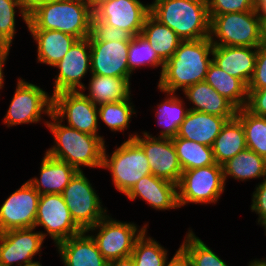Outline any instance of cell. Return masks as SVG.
<instances>
[{"mask_svg": "<svg viewBox=\"0 0 266 266\" xmlns=\"http://www.w3.org/2000/svg\"><path fill=\"white\" fill-rule=\"evenodd\" d=\"M213 46L210 37L182 41L164 64L157 82L158 90L176 93L181 89L183 92L191 85L204 81L212 62Z\"/></svg>", "mask_w": 266, "mask_h": 266, "instance_id": "cell-1", "label": "cell"}, {"mask_svg": "<svg viewBox=\"0 0 266 266\" xmlns=\"http://www.w3.org/2000/svg\"><path fill=\"white\" fill-rule=\"evenodd\" d=\"M46 128L52 133L54 145L45 153L50 157L67 162L82 171L81 167H102L105 139L78 131L62 123L53 113L48 117Z\"/></svg>", "mask_w": 266, "mask_h": 266, "instance_id": "cell-2", "label": "cell"}, {"mask_svg": "<svg viewBox=\"0 0 266 266\" xmlns=\"http://www.w3.org/2000/svg\"><path fill=\"white\" fill-rule=\"evenodd\" d=\"M93 11L86 0H54L28 15V29L64 32L78 39L90 36Z\"/></svg>", "mask_w": 266, "mask_h": 266, "instance_id": "cell-3", "label": "cell"}, {"mask_svg": "<svg viewBox=\"0 0 266 266\" xmlns=\"http://www.w3.org/2000/svg\"><path fill=\"white\" fill-rule=\"evenodd\" d=\"M150 13L183 41L210 37L207 0H153Z\"/></svg>", "mask_w": 266, "mask_h": 266, "instance_id": "cell-4", "label": "cell"}, {"mask_svg": "<svg viewBox=\"0 0 266 266\" xmlns=\"http://www.w3.org/2000/svg\"><path fill=\"white\" fill-rule=\"evenodd\" d=\"M106 147L105 144L101 169L111 172L113 185L122 194L126 195L141 178L152 174L145 152L134 139L122 142L110 156Z\"/></svg>", "mask_w": 266, "mask_h": 266, "instance_id": "cell-5", "label": "cell"}, {"mask_svg": "<svg viewBox=\"0 0 266 266\" xmlns=\"http://www.w3.org/2000/svg\"><path fill=\"white\" fill-rule=\"evenodd\" d=\"M210 40L218 46H260L258 12L252 10L214 16L210 21Z\"/></svg>", "mask_w": 266, "mask_h": 266, "instance_id": "cell-6", "label": "cell"}, {"mask_svg": "<svg viewBox=\"0 0 266 266\" xmlns=\"http://www.w3.org/2000/svg\"><path fill=\"white\" fill-rule=\"evenodd\" d=\"M16 85L3 124L8 128L43 121L46 126L48 120L45 121L43 115L49 117L52 114L53 96L23 78L18 77Z\"/></svg>", "mask_w": 266, "mask_h": 266, "instance_id": "cell-7", "label": "cell"}, {"mask_svg": "<svg viewBox=\"0 0 266 266\" xmlns=\"http://www.w3.org/2000/svg\"><path fill=\"white\" fill-rule=\"evenodd\" d=\"M148 225L145 223L139 229V226L134 222L119 221L107 214L95 226L90 227L87 232L96 241L99 251L109 262L129 257L136 240L147 227L149 228Z\"/></svg>", "mask_w": 266, "mask_h": 266, "instance_id": "cell-8", "label": "cell"}, {"mask_svg": "<svg viewBox=\"0 0 266 266\" xmlns=\"http://www.w3.org/2000/svg\"><path fill=\"white\" fill-rule=\"evenodd\" d=\"M225 190L223 169L214 164L182 172L177 184L179 208L192 204H215Z\"/></svg>", "mask_w": 266, "mask_h": 266, "instance_id": "cell-9", "label": "cell"}, {"mask_svg": "<svg viewBox=\"0 0 266 266\" xmlns=\"http://www.w3.org/2000/svg\"><path fill=\"white\" fill-rule=\"evenodd\" d=\"M62 197L75 223L87 231L107 215L97 191L84 171H78L62 192Z\"/></svg>", "mask_w": 266, "mask_h": 266, "instance_id": "cell-10", "label": "cell"}, {"mask_svg": "<svg viewBox=\"0 0 266 266\" xmlns=\"http://www.w3.org/2000/svg\"><path fill=\"white\" fill-rule=\"evenodd\" d=\"M38 226L45 230H39L43 238L50 236L54 246L83 232L73 220L62 194L40 195L34 227Z\"/></svg>", "mask_w": 266, "mask_h": 266, "instance_id": "cell-11", "label": "cell"}, {"mask_svg": "<svg viewBox=\"0 0 266 266\" xmlns=\"http://www.w3.org/2000/svg\"><path fill=\"white\" fill-rule=\"evenodd\" d=\"M52 113L67 126L91 135H99L98 106L81 91H63L53 95Z\"/></svg>", "mask_w": 266, "mask_h": 266, "instance_id": "cell-12", "label": "cell"}, {"mask_svg": "<svg viewBox=\"0 0 266 266\" xmlns=\"http://www.w3.org/2000/svg\"><path fill=\"white\" fill-rule=\"evenodd\" d=\"M142 134L130 133L128 139H134L142 147L151 173L158 178L178 184L183 170L172 139L152 136L147 131H143Z\"/></svg>", "mask_w": 266, "mask_h": 266, "instance_id": "cell-13", "label": "cell"}, {"mask_svg": "<svg viewBox=\"0 0 266 266\" xmlns=\"http://www.w3.org/2000/svg\"><path fill=\"white\" fill-rule=\"evenodd\" d=\"M52 96L63 91H81L86 74H91V46L89 37L78 39L63 58L56 63Z\"/></svg>", "mask_w": 266, "mask_h": 266, "instance_id": "cell-14", "label": "cell"}, {"mask_svg": "<svg viewBox=\"0 0 266 266\" xmlns=\"http://www.w3.org/2000/svg\"><path fill=\"white\" fill-rule=\"evenodd\" d=\"M40 194L26 181L0 206V233L33 228Z\"/></svg>", "mask_w": 266, "mask_h": 266, "instance_id": "cell-15", "label": "cell"}, {"mask_svg": "<svg viewBox=\"0 0 266 266\" xmlns=\"http://www.w3.org/2000/svg\"><path fill=\"white\" fill-rule=\"evenodd\" d=\"M36 228L14 229L0 233V265L24 266L40 254L44 238Z\"/></svg>", "mask_w": 266, "mask_h": 266, "instance_id": "cell-16", "label": "cell"}, {"mask_svg": "<svg viewBox=\"0 0 266 266\" xmlns=\"http://www.w3.org/2000/svg\"><path fill=\"white\" fill-rule=\"evenodd\" d=\"M149 14V3L144 4L140 0H109L93 12L92 21H104L135 36L141 34Z\"/></svg>", "mask_w": 266, "mask_h": 266, "instance_id": "cell-17", "label": "cell"}, {"mask_svg": "<svg viewBox=\"0 0 266 266\" xmlns=\"http://www.w3.org/2000/svg\"><path fill=\"white\" fill-rule=\"evenodd\" d=\"M91 74L132 77L128 66L129 41H90Z\"/></svg>", "mask_w": 266, "mask_h": 266, "instance_id": "cell-18", "label": "cell"}, {"mask_svg": "<svg viewBox=\"0 0 266 266\" xmlns=\"http://www.w3.org/2000/svg\"><path fill=\"white\" fill-rule=\"evenodd\" d=\"M125 196L131 201L140 197L156 211L179 208L177 184L153 174L141 178Z\"/></svg>", "mask_w": 266, "mask_h": 266, "instance_id": "cell-19", "label": "cell"}, {"mask_svg": "<svg viewBox=\"0 0 266 266\" xmlns=\"http://www.w3.org/2000/svg\"><path fill=\"white\" fill-rule=\"evenodd\" d=\"M257 52L258 47L214 45L212 61L248 86L254 74Z\"/></svg>", "mask_w": 266, "mask_h": 266, "instance_id": "cell-20", "label": "cell"}, {"mask_svg": "<svg viewBox=\"0 0 266 266\" xmlns=\"http://www.w3.org/2000/svg\"><path fill=\"white\" fill-rule=\"evenodd\" d=\"M55 246L64 266H107L108 261L87 231L61 241Z\"/></svg>", "mask_w": 266, "mask_h": 266, "instance_id": "cell-21", "label": "cell"}, {"mask_svg": "<svg viewBox=\"0 0 266 266\" xmlns=\"http://www.w3.org/2000/svg\"><path fill=\"white\" fill-rule=\"evenodd\" d=\"M40 176L31 178L27 182L40 194H62L70 180L78 170L67 162L60 161L48 154L40 164Z\"/></svg>", "mask_w": 266, "mask_h": 266, "instance_id": "cell-22", "label": "cell"}, {"mask_svg": "<svg viewBox=\"0 0 266 266\" xmlns=\"http://www.w3.org/2000/svg\"><path fill=\"white\" fill-rule=\"evenodd\" d=\"M185 99L193 105L189 110L203 112L224 118H235L237 108L225 97L220 95L205 80L200 81L184 91Z\"/></svg>", "mask_w": 266, "mask_h": 266, "instance_id": "cell-23", "label": "cell"}, {"mask_svg": "<svg viewBox=\"0 0 266 266\" xmlns=\"http://www.w3.org/2000/svg\"><path fill=\"white\" fill-rule=\"evenodd\" d=\"M231 119L189 110L177 136L212 147L223 126Z\"/></svg>", "mask_w": 266, "mask_h": 266, "instance_id": "cell-24", "label": "cell"}, {"mask_svg": "<svg viewBox=\"0 0 266 266\" xmlns=\"http://www.w3.org/2000/svg\"><path fill=\"white\" fill-rule=\"evenodd\" d=\"M36 42L37 63L50 67L58 63L78 38L56 30L28 29Z\"/></svg>", "mask_w": 266, "mask_h": 266, "instance_id": "cell-25", "label": "cell"}, {"mask_svg": "<svg viewBox=\"0 0 266 266\" xmlns=\"http://www.w3.org/2000/svg\"><path fill=\"white\" fill-rule=\"evenodd\" d=\"M88 87L84 86L81 92L95 105L122 101L130 98L131 77H111L90 74ZM86 89L88 94L85 93Z\"/></svg>", "mask_w": 266, "mask_h": 266, "instance_id": "cell-26", "label": "cell"}, {"mask_svg": "<svg viewBox=\"0 0 266 266\" xmlns=\"http://www.w3.org/2000/svg\"><path fill=\"white\" fill-rule=\"evenodd\" d=\"M245 149L246 138L241 122L236 117L228 120L212 145L215 163L222 166Z\"/></svg>", "mask_w": 266, "mask_h": 266, "instance_id": "cell-27", "label": "cell"}, {"mask_svg": "<svg viewBox=\"0 0 266 266\" xmlns=\"http://www.w3.org/2000/svg\"><path fill=\"white\" fill-rule=\"evenodd\" d=\"M226 185L227 178L246 182L266 177V159L250 149H245L222 165Z\"/></svg>", "mask_w": 266, "mask_h": 266, "instance_id": "cell-28", "label": "cell"}, {"mask_svg": "<svg viewBox=\"0 0 266 266\" xmlns=\"http://www.w3.org/2000/svg\"><path fill=\"white\" fill-rule=\"evenodd\" d=\"M205 81L237 109H242L246 106L248 86L241 79L229 75L213 61L208 67Z\"/></svg>", "mask_w": 266, "mask_h": 266, "instance_id": "cell-29", "label": "cell"}, {"mask_svg": "<svg viewBox=\"0 0 266 266\" xmlns=\"http://www.w3.org/2000/svg\"><path fill=\"white\" fill-rule=\"evenodd\" d=\"M165 94L163 102L157 104L155 112L157 124L162 127L158 137L174 138L177 136L181 123L189 111L182 97L172 92L161 91ZM182 98V99H181Z\"/></svg>", "mask_w": 266, "mask_h": 266, "instance_id": "cell-30", "label": "cell"}, {"mask_svg": "<svg viewBox=\"0 0 266 266\" xmlns=\"http://www.w3.org/2000/svg\"><path fill=\"white\" fill-rule=\"evenodd\" d=\"M141 34L164 61H168L183 41L172 29L158 21L151 13L145 20Z\"/></svg>", "mask_w": 266, "mask_h": 266, "instance_id": "cell-31", "label": "cell"}, {"mask_svg": "<svg viewBox=\"0 0 266 266\" xmlns=\"http://www.w3.org/2000/svg\"><path fill=\"white\" fill-rule=\"evenodd\" d=\"M172 142L183 171L215 164L212 147L178 136Z\"/></svg>", "mask_w": 266, "mask_h": 266, "instance_id": "cell-32", "label": "cell"}, {"mask_svg": "<svg viewBox=\"0 0 266 266\" xmlns=\"http://www.w3.org/2000/svg\"><path fill=\"white\" fill-rule=\"evenodd\" d=\"M236 118L244 128L247 149L266 159V117L255 115L244 107L237 110Z\"/></svg>", "mask_w": 266, "mask_h": 266, "instance_id": "cell-33", "label": "cell"}, {"mask_svg": "<svg viewBox=\"0 0 266 266\" xmlns=\"http://www.w3.org/2000/svg\"><path fill=\"white\" fill-rule=\"evenodd\" d=\"M132 98L122 101L103 103L98 105V119L103 122L111 132H123L128 129L136 110L131 102Z\"/></svg>", "mask_w": 266, "mask_h": 266, "instance_id": "cell-34", "label": "cell"}, {"mask_svg": "<svg viewBox=\"0 0 266 266\" xmlns=\"http://www.w3.org/2000/svg\"><path fill=\"white\" fill-rule=\"evenodd\" d=\"M146 229L136 240L132 254L130 255L135 266H165L168 258V250L151 236H147Z\"/></svg>", "mask_w": 266, "mask_h": 266, "instance_id": "cell-35", "label": "cell"}, {"mask_svg": "<svg viewBox=\"0 0 266 266\" xmlns=\"http://www.w3.org/2000/svg\"><path fill=\"white\" fill-rule=\"evenodd\" d=\"M127 60L132 74L135 73V69L137 70L141 66H150L153 69L160 67L159 76H161L165 64L142 34L133 36L129 41Z\"/></svg>", "mask_w": 266, "mask_h": 266, "instance_id": "cell-36", "label": "cell"}, {"mask_svg": "<svg viewBox=\"0 0 266 266\" xmlns=\"http://www.w3.org/2000/svg\"><path fill=\"white\" fill-rule=\"evenodd\" d=\"M192 230L189 228L180 246L188 253L194 266H229Z\"/></svg>", "mask_w": 266, "mask_h": 266, "instance_id": "cell-37", "label": "cell"}, {"mask_svg": "<svg viewBox=\"0 0 266 266\" xmlns=\"http://www.w3.org/2000/svg\"><path fill=\"white\" fill-rule=\"evenodd\" d=\"M17 12L28 26V15L23 10L20 0H0V41L11 46L17 31L15 27Z\"/></svg>", "mask_w": 266, "mask_h": 266, "instance_id": "cell-38", "label": "cell"}, {"mask_svg": "<svg viewBox=\"0 0 266 266\" xmlns=\"http://www.w3.org/2000/svg\"><path fill=\"white\" fill-rule=\"evenodd\" d=\"M133 35L104 21H92L89 41H130Z\"/></svg>", "mask_w": 266, "mask_h": 266, "instance_id": "cell-39", "label": "cell"}, {"mask_svg": "<svg viewBox=\"0 0 266 266\" xmlns=\"http://www.w3.org/2000/svg\"><path fill=\"white\" fill-rule=\"evenodd\" d=\"M210 20L216 15L255 10V0H207Z\"/></svg>", "mask_w": 266, "mask_h": 266, "instance_id": "cell-40", "label": "cell"}, {"mask_svg": "<svg viewBox=\"0 0 266 266\" xmlns=\"http://www.w3.org/2000/svg\"><path fill=\"white\" fill-rule=\"evenodd\" d=\"M266 88V45L258 46L256 65L248 89Z\"/></svg>", "mask_w": 266, "mask_h": 266, "instance_id": "cell-41", "label": "cell"}, {"mask_svg": "<svg viewBox=\"0 0 266 266\" xmlns=\"http://www.w3.org/2000/svg\"><path fill=\"white\" fill-rule=\"evenodd\" d=\"M245 108L255 115L266 117V88L248 89Z\"/></svg>", "mask_w": 266, "mask_h": 266, "instance_id": "cell-42", "label": "cell"}, {"mask_svg": "<svg viewBox=\"0 0 266 266\" xmlns=\"http://www.w3.org/2000/svg\"><path fill=\"white\" fill-rule=\"evenodd\" d=\"M258 183L252 193L251 212L258 214L257 223L266 217V177Z\"/></svg>", "mask_w": 266, "mask_h": 266, "instance_id": "cell-43", "label": "cell"}, {"mask_svg": "<svg viewBox=\"0 0 266 266\" xmlns=\"http://www.w3.org/2000/svg\"><path fill=\"white\" fill-rule=\"evenodd\" d=\"M192 260L188 253L180 246L170 261L165 266H192Z\"/></svg>", "mask_w": 266, "mask_h": 266, "instance_id": "cell-44", "label": "cell"}, {"mask_svg": "<svg viewBox=\"0 0 266 266\" xmlns=\"http://www.w3.org/2000/svg\"><path fill=\"white\" fill-rule=\"evenodd\" d=\"M11 45L0 41V90L4 87V66L10 53Z\"/></svg>", "mask_w": 266, "mask_h": 266, "instance_id": "cell-45", "label": "cell"}, {"mask_svg": "<svg viewBox=\"0 0 266 266\" xmlns=\"http://www.w3.org/2000/svg\"><path fill=\"white\" fill-rule=\"evenodd\" d=\"M54 0H20L23 10L27 15L32 13L39 6Z\"/></svg>", "mask_w": 266, "mask_h": 266, "instance_id": "cell-46", "label": "cell"}, {"mask_svg": "<svg viewBox=\"0 0 266 266\" xmlns=\"http://www.w3.org/2000/svg\"><path fill=\"white\" fill-rule=\"evenodd\" d=\"M107 266H135L131 256L109 261Z\"/></svg>", "mask_w": 266, "mask_h": 266, "instance_id": "cell-47", "label": "cell"}, {"mask_svg": "<svg viewBox=\"0 0 266 266\" xmlns=\"http://www.w3.org/2000/svg\"><path fill=\"white\" fill-rule=\"evenodd\" d=\"M260 39L266 45V14H259Z\"/></svg>", "mask_w": 266, "mask_h": 266, "instance_id": "cell-48", "label": "cell"}, {"mask_svg": "<svg viewBox=\"0 0 266 266\" xmlns=\"http://www.w3.org/2000/svg\"><path fill=\"white\" fill-rule=\"evenodd\" d=\"M255 10L258 14H266V0H255Z\"/></svg>", "mask_w": 266, "mask_h": 266, "instance_id": "cell-49", "label": "cell"}, {"mask_svg": "<svg viewBox=\"0 0 266 266\" xmlns=\"http://www.w3.org/2000/svg\"><path fill=\"white\" fill-rule=\"evenodd\" d=\"M86 1L88 2L92 11L94 12L100 5H102L105 2H108L109 0H86Z\"/></svg>", "mask_w": 266, "mask_h": 266, "instance_id": "cell-50", "label": "cell"}, {"mask_svg": "<svg viewBox=\"0 0 266 266\" xmlns=\"http://www.w3.org/2000/svg\"><path fill=\"white\" fill-rule=\"evenodd\" d=\"M248 266H266V257L264 259H254L249 261Z\"/></svg>", "mask_w": 266, "mask_h": 266, "instance_id": "cell-51", "label": "cell"}, {"mask_svg": "<svg viewBox=\"0 0 266 266\" xmlns=\"http://www.w3.org/2000/svg\"><path fill=\"white\" fill-rule=\"evenodd\" d=\"M258 224H259L260 226L264 227V229H265V235H266V217L263 218V219H261V220L258 222Z\"/></svg>", "mask_w": 266, "mask_h": 266, "instance_id": "cell-52", "label": "cell"}, {"mask_svg": "<svg viewBox=\"0 0 266 266\" xmlns=\"http://www.w3.org/2000/svg\"><path fill=\"white\" fill-rule=\"evenodd\" d=\"M24 266H42V264L40 263V261H34V262L26 264Z\"/></svg>", "mask_w": 266, "mask_h": 266, "instance_id": "cell-53", "label": "cell"}]
</instances>
